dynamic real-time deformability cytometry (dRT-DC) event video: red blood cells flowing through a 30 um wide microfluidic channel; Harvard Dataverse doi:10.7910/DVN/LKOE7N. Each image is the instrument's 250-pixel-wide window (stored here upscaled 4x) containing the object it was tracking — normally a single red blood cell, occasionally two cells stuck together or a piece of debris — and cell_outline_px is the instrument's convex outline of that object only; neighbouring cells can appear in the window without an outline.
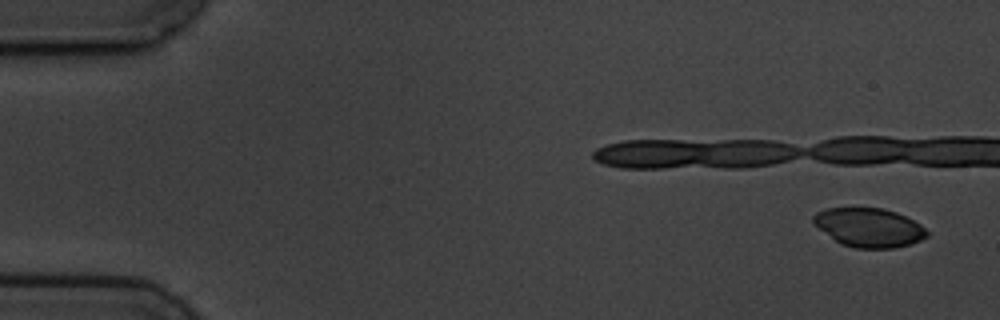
{"species": "common noctule bat (a hibernating species)", "species_latin": "Nyctalus noctula", "temperature_condition": "cold", "stored_images_in_passage": 18, "segment_of_instrument_passage": [1, 2], "camera_frame_rate_fps": 3000, "um_per_image_px": 0.085, "animal": {"sex": "male", "body_mass_g": 19.5, "forearm_length_mm": 54.6}, "frame": {"image": 1, "passage_image": 1, "time_ms": 0.0, "image_size_px": [1000, 320], "cell_outline_px": [[928, 236], [912, 244], [896, 248], [856, 248], [840, 244], [812, 224], [812, 216], [816, 212], [828, 208], [880, 208], [896, 212], [920, 224], [928, 232]], "centroid_in_image_um": [73.83, 19.35], "position_along_channel_um": 11.2, "area_um2": 25.84}}
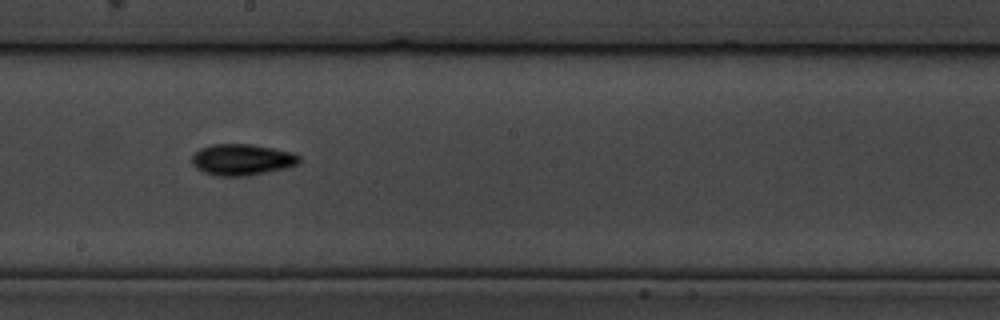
{"frame": {"image": 2, "passage_image": 10, "time_ms": 11.667, "image_size_px": [1000, 320], "cell_outline_px": [[300, 160], [296, 164], [288, 168], [248, 176], [216, 176], [204, 172], [196, 168], [192, 164], [192, 156], [200, 148], [212, 144], [252, 144], [292, 152], [300, 156]], "centroid_in_image_um": [20.57, 13.57], "position_along_channel_um": 227.6, "area_um2": 19.65}}
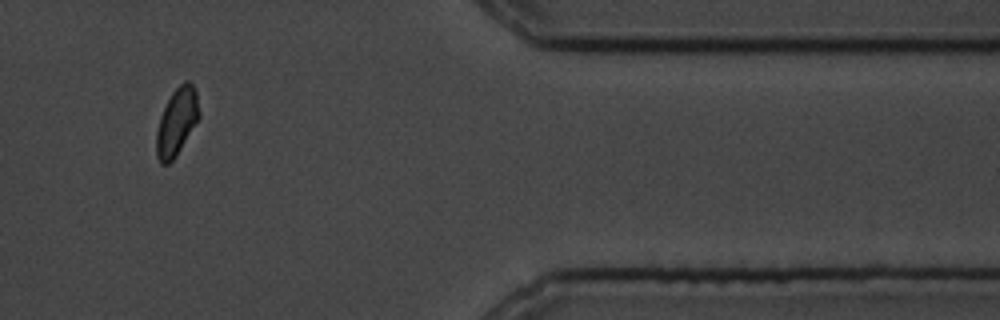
{"frame": {"image": 3, "passage_image": 15, "time_ms": 19.333, "image_size_px": [1000, 320], "cell_outline_px": [[200, 116], [176, 156], [168, 164], [160, 164], [156, 156], [156, 132], [160, 116], [172, 92], [184, 80], [188, 80], [192, 84], [196, 92], [200, 112]], "centroid_in_image_um": [15.01, 10.36], "position_along_channel_um": 396.4, "area_um2": 16.7}}